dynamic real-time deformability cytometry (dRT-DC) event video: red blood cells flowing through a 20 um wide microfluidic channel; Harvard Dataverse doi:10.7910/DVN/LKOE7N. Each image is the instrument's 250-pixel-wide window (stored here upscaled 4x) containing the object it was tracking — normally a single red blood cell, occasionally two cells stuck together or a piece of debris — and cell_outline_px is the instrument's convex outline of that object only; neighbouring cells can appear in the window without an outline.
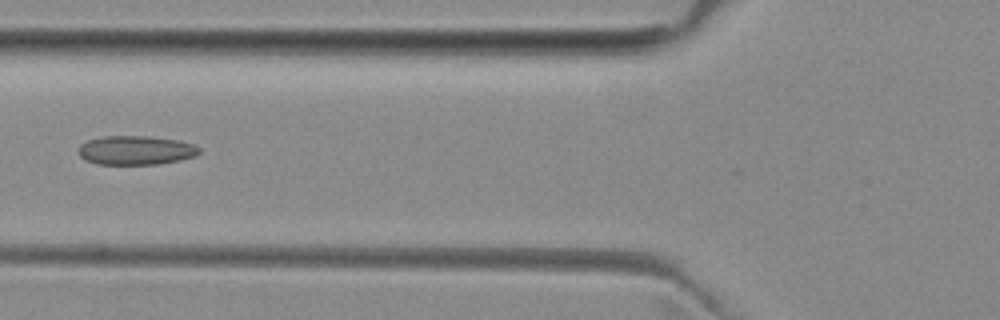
{"species": "common noctule bat (a hibernating species)", "species_latin": "Nyctalus noctula", "temperature_condition": "room temperature", "stored_images_in_passage": 4, "camera_frame_rate_fps": 3000, "um_per_image_px": 0.085, "animal": {"sex": "female", "body_mass_g": 29.2, "forearm_length_mm": 56.3}, "frame": {"image": 1, "passage_image": 4, "time_ms": 3.333, "image_size_px": [1000, 320], "cell_outline_px": [[200, 152], [196, 156], [180, 160], [156, 164], [96, 164], [84, 160], [76, 152], [80, 144], [88, 140], [104, 136], [152, 136], [180, 140], [192, 144], [200, 148]], "centroid_in_image_um": [11.52, 12.77], "position_along_channel_um": 114.3, "area_um2": 20.69}}